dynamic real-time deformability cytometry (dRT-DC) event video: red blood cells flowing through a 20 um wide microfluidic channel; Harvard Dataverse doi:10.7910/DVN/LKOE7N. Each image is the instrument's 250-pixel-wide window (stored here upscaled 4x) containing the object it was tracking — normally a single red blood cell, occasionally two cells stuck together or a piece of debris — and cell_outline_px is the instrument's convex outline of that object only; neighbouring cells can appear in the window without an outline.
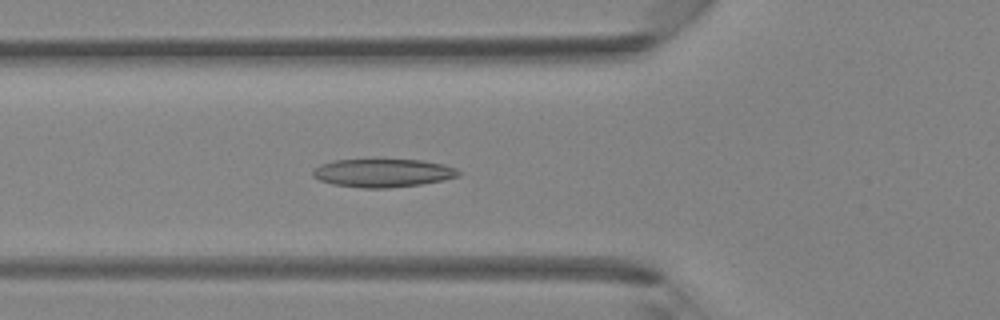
{"species": "Egyptian fruit bat (a non-hibernating species)", "species_latin": "Rousettus aegyptiacus", "temperature_condition": "room temperature", "stored_images_in_passage": 39, "camera_frame_rate_fps": 3000, "um_per_image_px": 0.085, "animal": {"sex": "female"}, "frame": {"image": 1, "passage_image": 12, "time_ms": 3.667, "image_size_px": [1000, 320], "cell_outline_px": [[460, 176], [444, 180], [420, 184], [388, 188], [364, 188], [332, 184], [320, 180], [312, 176], [312, 172], [320, 164], [332, 160], [372, 156], [376, 156], [424, 160], [444, 164], [456, 168], [460, 172]], "centroid_in_image_um": [32.53, 14.63], "position_along_channel_um": 93.3, "area_um2": 25.37}}
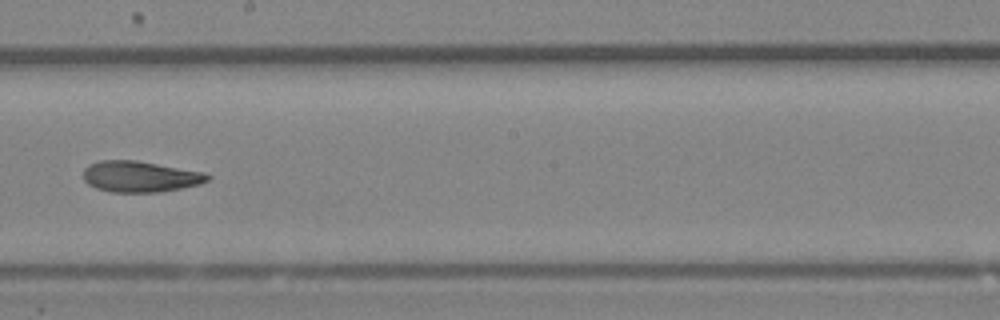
{"frame": {"image": 2, "passage_image": 21, "time_ms": 6.667, "image_size_px": [1000, 320], "cell_outline_px": [[212, 176], [208, 180], [200, 184], [160, 192], [112, 192], [96, 188], [88, 184], [84, 180], [84, 168], [88, 164], [100, 160], [136, 160], [204, 172]], "centroid_in_image_um": [11.9, 15.0], "position_along_channel_um": 236.3, "area_um2": 22.48}}
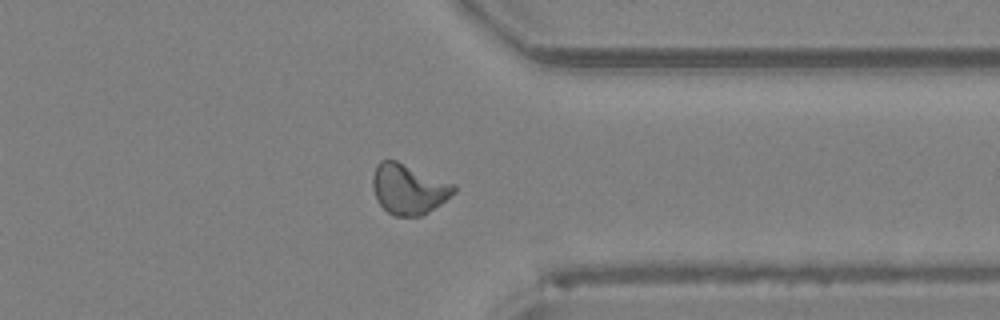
{"frame": {"image": 3, "passage_image": 30, "time_ms": 9.667, "image_size_px": [1000, 320], "cell_outline_px": [[456, 192], [440, 204], [428, 212], [420, 216], [392, 216], [376, 200], [372, 184], [372, 176], [376, 164], [380, 160], [396, 160], [456, 184]], "centroid_in_image_um": [34.72, 16.06], "position_along_channel_um": 376.7, "area_um2": 23.93}}